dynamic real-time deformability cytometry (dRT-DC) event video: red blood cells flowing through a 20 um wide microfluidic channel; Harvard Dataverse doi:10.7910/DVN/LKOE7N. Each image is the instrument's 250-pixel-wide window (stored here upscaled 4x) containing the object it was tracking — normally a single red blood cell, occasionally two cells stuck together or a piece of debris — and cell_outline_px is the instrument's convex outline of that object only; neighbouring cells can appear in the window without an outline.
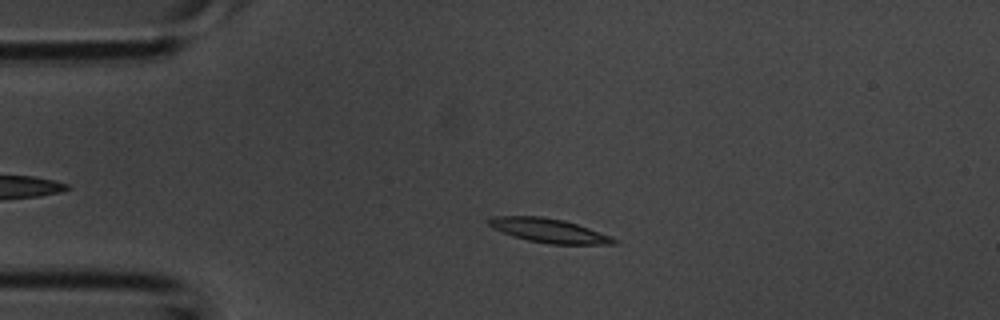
{"species": "common noctule bat (a hibernating species)", "species_latin": "Nyctalus noctula", "temperature_condition": "room temperature", "stored_images_in_passage": 32, "camera_frame_rate_fps": 3000, "um_per_image_px": 0.085, "animal": {"sex": "male", "body_mass_g": 20.1, "forearm_length_mm": 53.5}, "frame": {"image": 1, "passage_image": 8, "time_ms": 2.333, "image_size_px": [1000, 320], "cell_outline_px": [[620, 244], [548, 244], [528, 240], [512, 236], [492, 228], [488, 224], [488, 220], [492, 216], [544, 216], [564, 220], [612, 236], [620, 240]], "centroid_in_image_um": [46.68, 19.6], "position_along_channel_um": 38.3, "area_um2": 17.69}}
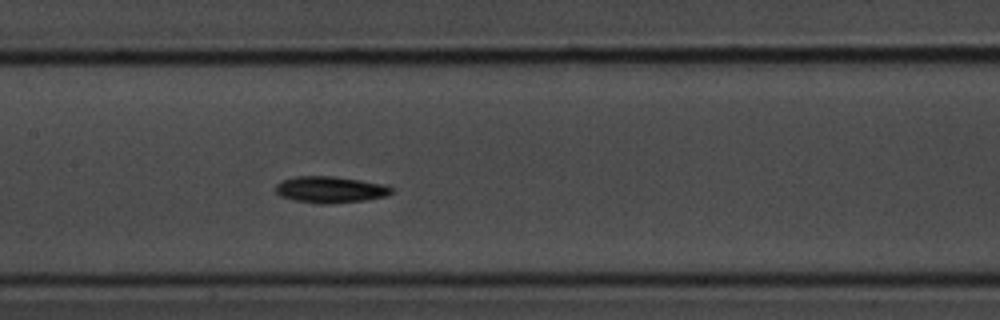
{"frame": {"image": 2, "passage_image": 19, "time_ms": 6.0, "image_size_px": [1000, 320], "cell_outline_px": [[396, 188], [388, 196], [364, 200], [332, 204], [320, 204], [296, 200], [280, 196], [276, 192], [276, 184], [284, 180], [296, 176], [336, 176], [384, 184]], "centroid_in_image_um": [28.12, 16.11], "position_along_channel_um": 179.3, "area_um2": 17.98}}
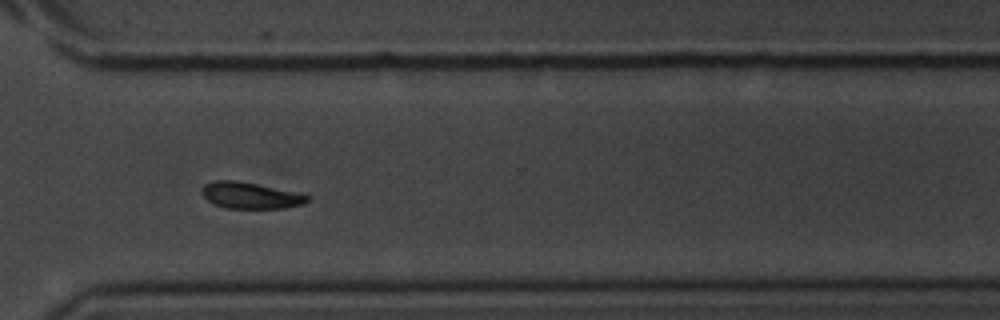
{"frame": {"image": 3, "passage_image": 30, "time_ms": 9.667, "image_size_px": [1000, 320], "cell_outline_px": [[312, 196], [304, 204], [284, 208], [224, 208], [212, 204], [200, 192], [200, 188], [204, 184], [212, 180], [236, 180], [256, 184]], "centroid_in_image_um": [21.22, 16.61], "position_along_channel_um": 349.4, "area_um2": 16.24}}